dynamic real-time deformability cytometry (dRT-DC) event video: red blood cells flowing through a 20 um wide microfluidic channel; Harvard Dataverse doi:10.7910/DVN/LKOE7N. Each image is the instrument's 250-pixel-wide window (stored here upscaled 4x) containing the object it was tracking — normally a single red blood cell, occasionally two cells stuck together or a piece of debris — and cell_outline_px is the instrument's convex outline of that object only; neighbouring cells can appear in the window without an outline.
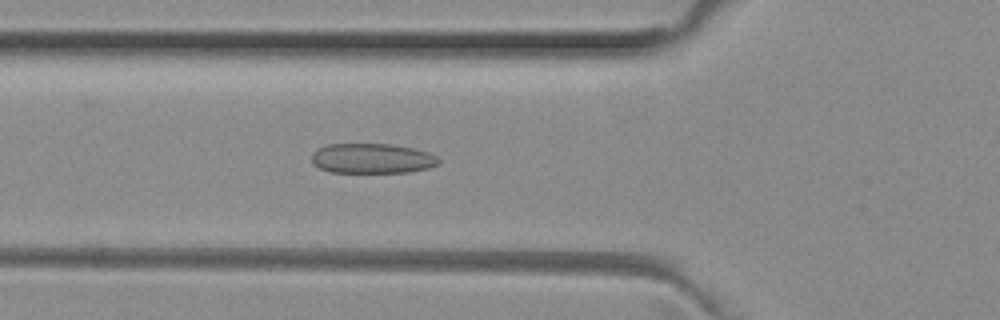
{"species": "common noctule bat (a hibernating species)", "species_latin": "Nyctalus noctula", "temperature_condition": "room temperature", "stored_images_in_passage": 39, "camera_frame_rate_fps": 3000, "um_per_image_px": 0.085, "animal": {"sex": "female", "body_mass_g": 29.2, "forearm_length_mm": 56.3}, "frame": {"image": 1, "passage_image": 6, "time_ms": 1.667, "image_size_px": [1000, 320], "cell_outline_px": [[440, 164], [428, 168], [408, 172], [328, 172], [312, 164], [312, 152], [328, 144], [388, 144], [416, 148], [428, 152], [436, 156], [440, 160]], "centroid_in_image_um": [31.64, 13.47], "position_along_channel_um": 94.2, "area_um2": 22.25}}
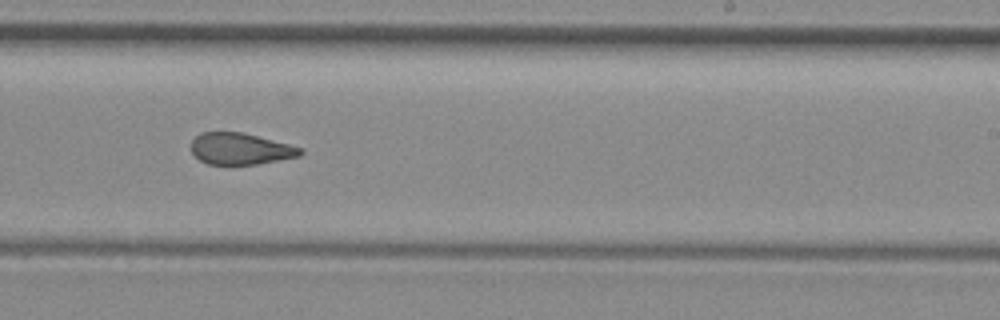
{"frame": {"image": 2, "passage_image": 19, "time_ms": 6.0, "image_size_px": [1000, 320], "cell_outline_px": [[304, 152], [300, 156], [280, 160], [232, 168], [208, 164], [200, 160], [192, 152], [192, 140], [200, 132], [244, 132], [288, 144], [300, 148]], "centroid_in_image_um": [20.41, 12.69], "position_along_channel_um": 268.6, "area_um2": 20.63}}
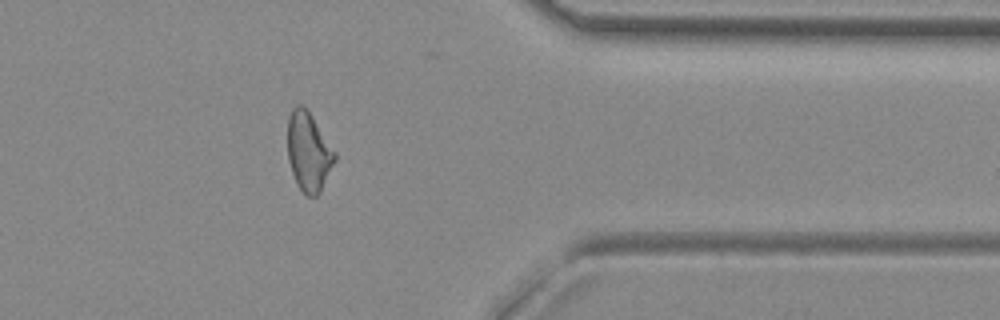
{"frame": {"image": 3, "passage_image": 29, "time_ms": 9.333, "image_size_px": [1000, 320], "cell_outline_px": [[336, 160], [320, 192], [316, 196], [308, 196], [296, 184], [288, 160], [288, 116], [292, 108], [296, 104], [300, 104], [312, 116], [336, 152]], "centroid_in_image_um": [26.23, 12.9], "position_along_channel_um": 385.2, "area_um2": 21.62}, "authors_computed_cell_mechanics": {"area_um2": 21.6172, "velocity_mm_per_s": 4.015, "shape_relaxation_time_tau1_ms": null, "shape_relaxation_time_tau2_ms": 1.8276, "deformation_change_tau1": null, "deformation_change_tau2": 0.0871}}